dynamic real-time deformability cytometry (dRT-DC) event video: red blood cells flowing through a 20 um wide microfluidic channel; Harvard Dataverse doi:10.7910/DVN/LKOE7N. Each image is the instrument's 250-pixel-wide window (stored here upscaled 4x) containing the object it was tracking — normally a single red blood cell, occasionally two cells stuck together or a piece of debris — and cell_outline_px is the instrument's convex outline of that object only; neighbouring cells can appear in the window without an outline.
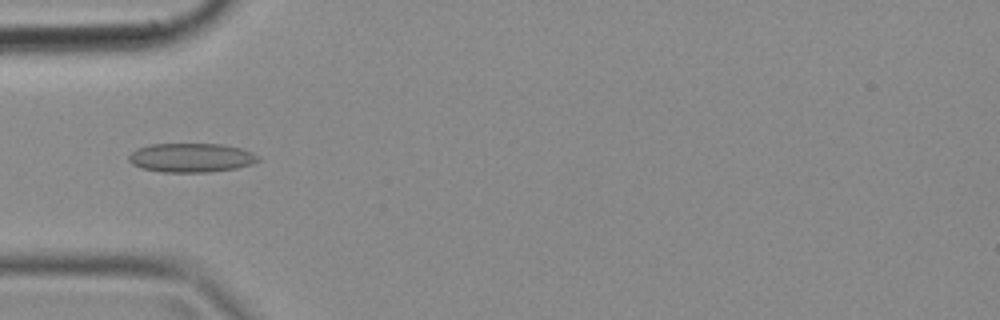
{"species": "common noctule bat (a hibernating species)", "species_latin": "Nyctalus noctula", "temperature_condition": "cold", "stored_images_in_passage": 49, "camera_frame_rate_fps": 3000, "um_per_image_px": 0.085, "animal": {"sex": "female", "body_mass_g": 18.4}, "frame": {"image": 1, "passage_image": 15, "time_ms": 4.667, "image_size_px": [1000, 320], "cell_outline_px": [[260, 160], [252, 164], [236, 168], [208, 172], [164, 172], [140, 168], [132, 164], [128, 160], [128, 156], [136, 148], [152, 144], [224, 144], [240, 148], [252, 152], [260, 156]], "centroid_in_image_um": [16.25, 13.4], "position_along_channel_um": 68.7, "area_um2": 22.02}}
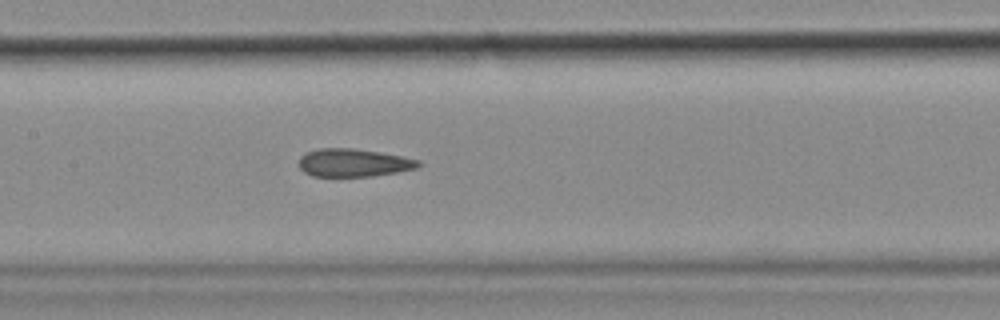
{"frame": {"image": 2, "passage_image": 23, "time_ms": 7.333, "image_size_px": [1000, 320], "cell_outline_px": [[424, 164], [416, 168], [396, 172], [372, 176], [312, 176], [304, 172], [300, 168], [300, 156], [304, 152], [320, 148], [352, 148], [400, 156], [420, 160]], "centroid_in_image_um": [30.03, 13.83], "position_along_channel_um": 177.4, "area_um2": 19.36}}
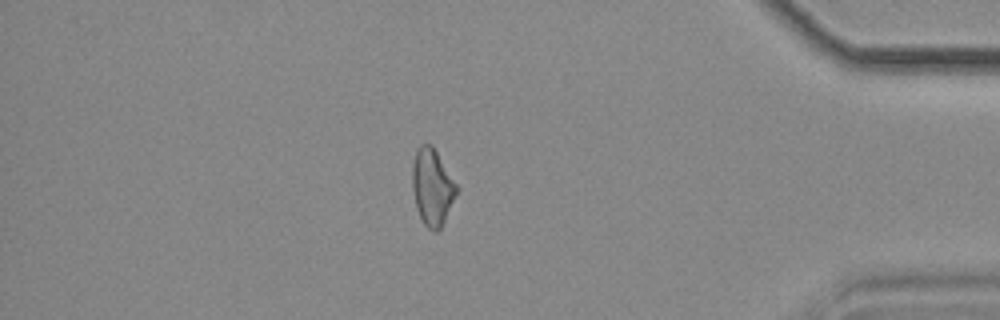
{"frame": {"image": 3, "passage_image": 42, "time_ms": 13.667, "image_size_px": [1000, 320], "cell_outline_px": [[460, 188], [440, 228], [436, 232], [432, 232], [424, 224], [416, 208], [412, 188], [412, 164], [416, 148], [420, 144], [432, 144]], "centroid_in_image_um": [36.74, 15.87], "position_along_channel_um": 398.5, "area_um2": 20.0}}